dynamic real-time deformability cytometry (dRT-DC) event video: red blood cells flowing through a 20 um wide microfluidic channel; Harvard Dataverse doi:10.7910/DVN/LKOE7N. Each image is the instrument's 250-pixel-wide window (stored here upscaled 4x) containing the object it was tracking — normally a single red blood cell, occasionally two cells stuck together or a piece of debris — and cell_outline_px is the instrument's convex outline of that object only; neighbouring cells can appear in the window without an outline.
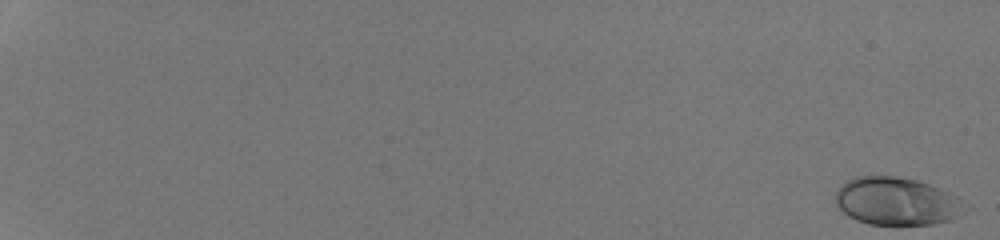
{"species": "human", "species_latin": "Homo sapiens", "temperature_condition": "room temperature", "stored_images_in_passage": 53, "camera_frame_rate_fps": 3000, "um_per_image_px": 0.085, "donor": {"sex": "male"}, "frame": {"image": 1, "passage_image": 1, "time_ms": 0.0, "image_size_px": [1000, 240], "cell_outline_px": [[972, 208], [968, 212], [952, 220], [932, 224], [868, 224], [856, 220], [848, 216], [836, 204], [836, 192], [848, 180], [856, 176], [896, 176], [916, 180], [928, 184], [960, 196]], "centroid_in_image_um": [76.33, 17.12], "position_along_channel_um": 8.7, "area_um2": 36.53}}
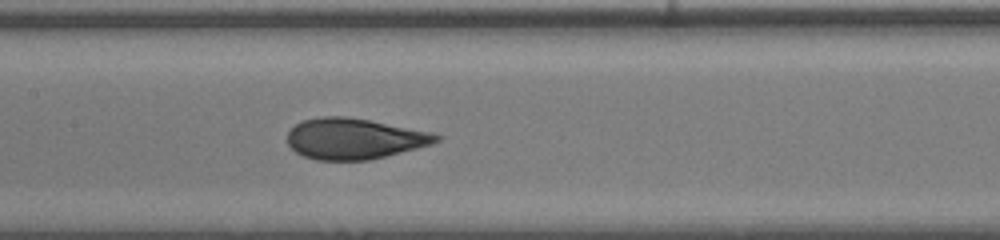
{"frame": {"image": 2, "passage_image": 31, "time_ms": 10.0, "image_size_px": [1000, 240], "cell_outline_px": [[444, 136], [440, 140], [432, 144], [368, 160], [316, 160], [304, 156], [296, 152], [288, 144], [288, 132], [296, 124], [304, 120], [324, 116], [344, 116], [368, 120], [428, 132]], "centroid_in_image_um": [30.09, 11.79], "position_along_channel_um": 177.3, "area_um2": 34.91}}
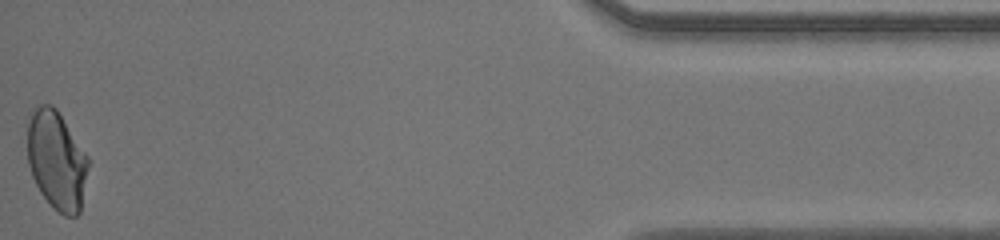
{"frame": {"image": 3, "passage_image": 53, "time_ms": 17.333, "image_size_px": [1000, 240], "cell_outline_px": [[88, 168], [80, 212], [76, 216], [64, 216], [52, 208], [40, 192], [32, 176], [28, 164], [28, 124], [32, 112], [40, 104], [52, 104], [56, 108], [88, 156]], "centroid_in_image_um": [4.81, 13.65], "position_along_channel_um": 430.4, "area_um2": 34.91}, "authors_computed_cell_mechanics": {"area_um2": 35.6048, "velocity_mm_per_s": 4.2913, "shape_relaxation_time_tau1_ms": 5.5165, "shape_relaxation_time_tau2_ms": null, "deformation_change_tau1": 0.1915, "deformation_change_tau2": null}}